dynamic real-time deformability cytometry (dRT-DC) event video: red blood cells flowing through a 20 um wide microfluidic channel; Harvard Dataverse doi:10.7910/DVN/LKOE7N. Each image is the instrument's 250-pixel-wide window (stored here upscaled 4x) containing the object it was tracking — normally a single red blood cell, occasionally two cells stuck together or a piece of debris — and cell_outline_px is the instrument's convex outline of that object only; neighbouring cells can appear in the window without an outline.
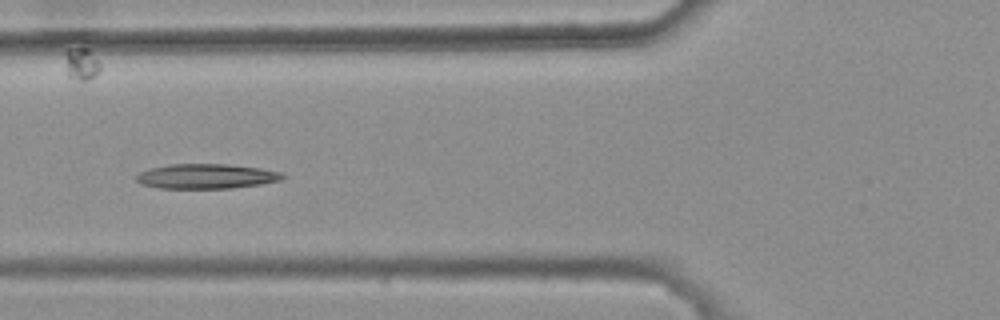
{"species": "common noctule bat (a hibernating species)", "species_latin": "Nyctalus noctula", "temperature_condition": "warm", "stored_images_in_passage": 7, "camera_frame_rate_fps": 3000, "um_per_image_px": 0.085, "animal": {"sex": "female", "body_mass_g": 25.1}, "frame": {"image": 1, "passage_image": 4, "time_ms": 1.0, "image_size_px": [1000, 320], "cell_outline_px": [[288, 176], [280, 180], [260, 184], [232, 188], [160, 188], [140, 184], [136, 180], [136, 176], [140, 172], [152, 168], [168, 164], [228, 164], [260, 168], [280, 172]], "centroid_in_image_um": [17.54, 14.98], "position_along_channel_um": 108.3, "area_um2": 21.1}}
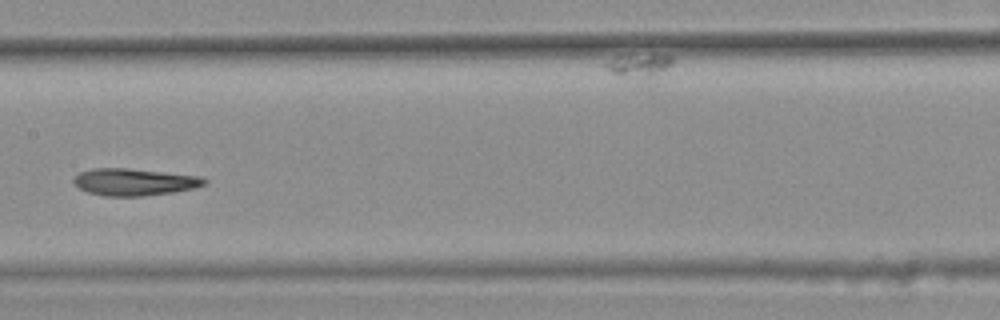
{"frame": {"image": 2, "passage_image": 6, "time_ms": 1.667, "image_size_px": [1000, 320], "cell_outline_px": [[208, 180], [204, 184], [196, 188], [172, 192], [140, 196], [104, 196], [88, 192], [80, 188], [72, 180], [80, 172], [92, 168], [128, 168], [200, 176]], "centroid_in_image_um": [11.42, 15.46], "position_along_channel_um": 196.0, "area_um2": 20.46}}
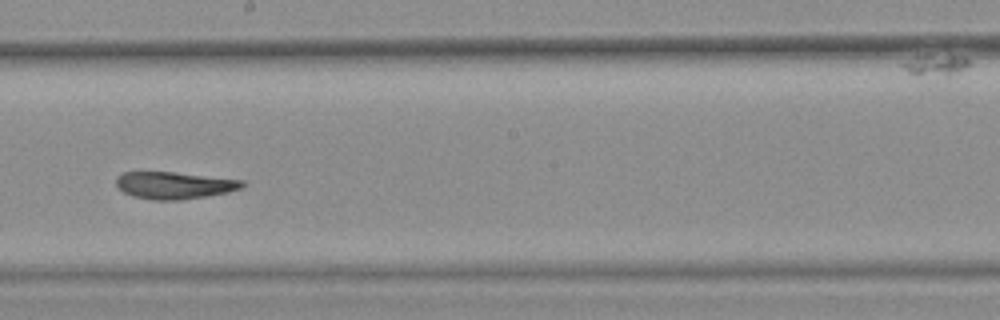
{"frame": {"image": 3, "passage_image": 7, "time_ms": 2.0, "image_size_px": [1000, 320], "cell_outline_px": [[244, 184], [240, 188], [228, 192], [180, 200], [152, 200], [132, 196], [124, 192], [116, 184], [116, 176], [124, 172], [172, 172], [244, 180]], "centroid_in_image_um": [14.78, 15.75], "position_along_channel_um": 233.4, "area_um2": 19.71}}